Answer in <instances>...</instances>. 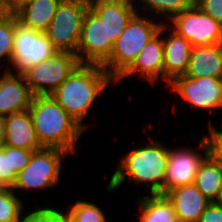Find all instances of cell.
<instances>
[{
    "label": "cell",
    "mask_w": 222,
    "mask_h": 222,
    "mask_svg": "<svg viewBox=\"0 0 222 222\" xmlns=\"http://www.w3.org/2000/svg\"><path fill=\"white\" fill-rule=\"evenodd\" d=\"M149 139L150 142L138 145L123 155L111 175L107 192L116 191L128 179L137 185H150L149 195H163L169 147L161 141H154L151 137Z\"/></svg>",
    "instance_id": "cell-1"
},
{
    "label": "cell",
    "mask_w": 222,
    "mask_h": 222,
    "mask_svg": "<svg viewBox=\"0 0 222 222\" xmlns=\"http://www.w3.org/2000/svg\"><path fill=\"white\" fill-rule=\"evenodd\" d=\"M112 82L102 66L79 64L50 96L87 131L84 119Z\"/></svg>",
    "instance_id": "cell-2"
},
{
    "label": "cell",
    "mask_w": 222,
    "mask_h": 222,
    "mask_svg": "<svg viewBox=\"0 0 222 222\" xmlns=\"http://www.w3.org/2000/svg\"><path fill=\"white\" fill-rule=\"evenodd\" d=\"M29 112L37 139L42 147L76 152L86 131L50 95H34Z\"/></svg>",
    "instance_id": "cell-3"
},
{
    "label": "cell",
    "mask_w": 222,
    "mask_h": 222,
    "mask_svg": "<svg viewBox=\"0 0 222 222\" xmlns=\"http://www.w3.org/2000/svg\"><path fill=\"white\" fill-rule=\"evenodd\" d=\"M136 13L114 42L108 61L102 66L116 80L135 60L142 48L155 37L163 22ZM157 21V22H156Z\"/></svg>",
    "instance_id": "cell-4"
},
{
    "label": "cell",
    "mask_w": 222,
    "mask_h": 222,
    "mask_svg": "<svg viewBox=\"0 0 222 222\" xmlns=\"http://www.w3.org/2000/svg\"><path fill=\"white\" fill-rule=\"evenodd\" d=\"M69 155L59 148L43 147L34 151L27 166L17 174L12 190H45L58 186L61 182L63 158Z\"/></svg>",
    "instance_id": "cell-5"
},
{
    "label": "cell",
    "mask_w": 222,
    "mask_h": 222,
    "mask_svg": "<svg viewBox=\"0 0 222 222\" xmlns=\"http://www.w3.org/2000/svg\"><path fill=\"white\" fill-rule=\"evenodd\" d=\"M57 51L45 32L25 26L14 14V42L9 72L23 75Z\"/></svg>",
    "instance_id": "cell-6"
},
{
    "label": "cell",
    "mask_w": 222,
    "mask_h": 222,
    "mask_svg": "<svg viewBox=\"0 0 222 222\" xmlns=\"http://www.w3.org/2000/svg\"><path fill=\"white\" fill-rule=\"evenodd\" d=\"M88 0H61L48 29L45 31L58 51L77 54Z\"/></svg>",
    "instance_id": "cell-7"
},
{
    "label": "cell",
    "mask_w": 222,
    "mask_h": 222,
    "mask_svg": "<svg viewBox=\"0 0 222 222\" xmlns=\"http://www.w3.org/2000/svg\"><path fill=\"white\" fill-rule=\"evenodd\" d=\"M79 64L76 54L57 51L48 60L30 68L23 76L33 95H51Z\"/></svg>",
    "instance_id": "cell-8"
},
{
    "label": "cell",
    "mask_w": 222,
    "mask_h": 222,
    "mask_svg": "<svg viewBox=\"0 0 222 222\" xmlns=\"http://www.w3.org/2000/svg\"><path fill=\"white\" fill-rule=\"evenodd\" d=\"M191 46L222 44V25L207 15L195 3L167 23Z\"/></svg>",
    "instance_id": "cell-9"
},
{
    "label": "cell",
    "mask_w": 222,
    "mask_h": 222,
    "mask_svg": "<svg viewBox=\"0 0 222 222\" xmlns=\"http://www.w3.org/2000/svg\"><path fill=\"white\" fill-rule=\"evenodd\" d=\"M114 42L108 39L103 20L89 7L84 15L77 58L80 64L103 66L109 59Z\"/></svg>",
    "instance_id": "cell-10"
},
{
    "label": "cell",
    "mask_w": 222,
    "mask_h": 222,
    "mask_svg": "<svg viewBox=\"0 0 222 222\" xmlns=\"http://www.w3.org/2000/svg\"><path fill=\"white\" fill-rule=\"evenodd\" d=\"M177 92L179 99L186 101L195 110L212 113L211 110L222 108V79L212 77L189 78L175 77L167 86Z\"/></svg>",
    "instance_id": "cell-11"
},
{
    "label": "cell",
    "mask_w": 222,
    "mask_h": 222,
    "mask_svg": "<svg viewBox=\"0 0 222 222\" xmlns=\"http://www.w3.org/2000/svg\"><path fill=\"white\" fill-rule=\"evenodd\" d=\"M196 146V150L190 148L172 149L169 146L166 174L163 181V195L168 191L183 185L195 182L196 173L207 157V147L203 138ZM202 149V150H201ZM204 151L201 154L200 151Z\"/></svg>",
    "instance_id": "cell-12"
},
{
    "label": "cell",
    "mask_w": 222,
    "mask_h": 222,
    "mask_svg": "<svg viewBox=\"0 0 222 222\" xmlns=\"http://www.w3.org/2000/svg\"><path fill=\"white\" fill-rule=\"evenodd\" d=\"M164 45L163 37L158 33L140 51L133 63L115 80L116 83L124 78L139 74L141 79L155 85L159 79L164 81ZM137 73V74H136Z\"/></svg>",
    "instance_id": "cell-13"
},
{
    "label": "cell",
    "mask_w": 222,
    "mask_h": 222,
    "mask_svg": "<svg viewBox=\"0 0 222 222\" xmlns=\"http://www.w3.org/2000/svg\"><path fill=\"white\" fill-rule=\"evenodd\" d=\"M159 33L163 37L164 82H166V88L175 77L185 74L192 46L189 41L175 32L167 23L162 24Z\"/></svg>",
    "instance_id": "cell-14"
},
{
    "label": "cell",
    "mask_w": 222,
    "mask_h": 222,
    "mask_svg": "<svg viewBox=\"0 0 222 222\" xmlns=\"http://www.w3.org/2000/svg\"><path fill=\"white\" fill-rule=\"evenodd\" d=\"M33 96L23 75L5 71L0 76V116L28 111Z\"/></svg>",
    "instance_id": "cell-15"
},
{
    "label": "cell",
    "mask_w": 222,
    "mask_h": 222,
    "mask_svg": "<svg viewBox=\"0 0 222 222\" xmlns=\"http://www.w3.org/2000/svg\"><path fill=\"white\" fill-rule=\"evenodd\" d=\"M89 7L103 20L108 39L115 42L137 13L136 5L124 0H88Z\"/></svg>",
    "instance_id": "cell-16"
},
{
    "label": "cell",
    "mask_w": 222,
    "mask_h": 222,
    "mask_svg": "<svg viewBox=\"0 0 222 222\" xmlns=\"http://www.w3.org/2000/svg\"><path fill=\"white\" fill-rule=\"evenodd\" d=\"M5 127L3 145L33 151L43 148L37 139L29 110L6 115Z\"/></svg>",
    "instance_id": "cell-17"
},
{
    "label": "cell",
    "mask_w": 222,
    "mask_h": 222,
    "mask_svg": "<svg viewBox=\"0 0 222 222\" xmlns=\"http://www.w3.org/2000/svg\"><path fill=\"white\" fill-rule=\"evenodd\" d=\"M165 195L172 202L179 222H199L210 203L194 183L176 187Z\"/></svg>",
    "instance_id": "cell-18"
},
{
    "label": "cell",
    "mask_w": 222,
    "mask_h": 222,
    "mask_svg": "<svg viewBox=\"0 0 222 222\" xmlns=\"http://www.w3.org/2000/svg\"><path fill=\"white\" fill-rule=\"evenodd\" d=\"M183 76L222 79V44L192 47L188 68Z\"/></svg>",
    "instance_id": "cell-19"
},
{
    "label": "cell",
    "mask_w": 222,
    "mask_h": 222,
    "mask_svg": "<svg viewBox=\"0 0 222 222\" xmlns=\"http://www.w3.org/2000/svg\"><path fill=\"white\" fill-rule=\"evenodd\" d=\"M60 2L61 0H30L16 16L25 26L45 32Z\"/></svg>",
    "instance_id": "cell-20"
},
{
    "label": "cell",
    "mask_w": 222,
    "mask_h": 222,
    "mask_svg": "<svg viewBox=\"0 0 222 222\" xmlns=\"http://www.w3.org/2000/svg\"><path fill=\"white\" fill-rule=\"evenodd\" d=\"M138 222H179L174 206L166 195L156 194L139 197Z\"/></svg>",
    "instance_id": "cell-21"
},
{
    "label": "cell",
    "mask_w": 222,
    "mask_h": 222,
    "mask_svg": "<svg viewBox=\"0 0 222 222\" xmlns=\"http://www.w3.org/2000/svg\"><path fill=\"white\" fill-rule=\"evenodd\" d=\"M33 152L5 145L0 147V186L13 187L17 174L27 166Z\"/></svg>",
    "instance_id": "cell-22"
},
{
    "label": "cell",
    "mask_w": 222,
    "mask_h": 222,
    "mask_svg": "<svg viewBox=\"0 0 222 222\" xmlns=\"http://www.w3.org/2000/svg\"><path fill=\"white\" fill-rule=\"evenodd\" d=\"M194 184L210 202H214L222 187V168L207 156L196 173Z\"/></svg>",
    "instance_id": "cell-23"
},
{
    "label": "cell",
    "mask_w": 222,
    "mask_h": 222,
    "mask_svg": "<svg viewBox=\"0 0 222 222\" xmlns=\"http://www.w3.org/2000/svg\"><path fill=\"white\" fill-rule=\"evenodd\" d=\"M136 2L137 3H135V5L139 4L136 7V12L138 14L145 15L146 12L149 14V16H154L153 18L156 17V19H160L161 16L160 21L163 23H168L174 16L180 14L184 9L190 7L194 3V0H136ZM141 10H143L142 13H140ZM156 15H159V17Z\"/></svg>",
    "instance_id": "cell-24"
},
{
    "label": "cell",
    "mask_w": 222,
    "mask_h": 222,
    "mask_svg": "<svg viewBox=\"0 0 222 222\" xmlns=\"http://www.w3.org/2000/svg\"><path fill=\"white\" fill-rule=\"evenodd\" d=\"M11 187L0 186V222H19L24 211L23 199Z\"/></svg>",
    "instance_id": "cell-25"
},
{
    "label": "cell",
    "mask_w": 222,
    "mask_h": 222,
    "mask_svg": "<svg viewBox=\"0 0 222 222\" xmlns=\"http://www.w3.org/2000/svg\"><path fill=\"white\" fill-rule=\"evenodd\" d=\"M14 42V14H2L0 16V62L3 61L5 71L11 65V53Z\"/></svg>",
    "instance_id": "cell-26"
},
{
    "label": "cell",
    "mask_w": 222,
    "mask_h": 222,
    "mask_svg": "<svg viewBox=\"0 0 222 222\" xmlns=\"http://www.w3.org/2000/svg\"><path fill=\"white\" fill-rule=\"evenodd\" d=\"M66 211L78 222H107L108 219L104 211L94 202L78 200L72 205H68Z\"/></svg>",
    "instance_id": "cell-27"
},
{
    "label": "cell",
    "mask_w": 222,
    "mask_h": 222,
    "mask_svg": "<svg viewBox=\"0 0 222 222\" xmlns=\"http://www.w3.org/2000/svg\"><path fill=\"white\" fill-rule=\"evenodd\" d=\"M208 124L209 135H203L207 147V156L222 168V130H217L210 121Z\"/></svg>",
    "instance_id": "cell-28"
},
{
    "label": "cell",
    "mask_w": 222,
    "mask_h": 222,
    "mask_svg": "<svg viewBox=\"0 0 222 222\" xmlns=\"http://www.w3.org/2000/svg\"><path fill=\"white\" fill-rule=\"evenodd\" d=\"M35 209L27 212L26 215L23 214L19 222H60L56 216V208L48 205L44 207L43 205V208L38 207Z\"/></svg>",
    "instance_id": "cell-29"
},
{
    "label": "cell",
    "mask_w": 222,
    "mask_h": 222,
    "mask_svg": "<svg viewBox=\"0 0 222 222\" xmlns=\"http://www.w3.org/2000/svg\"><path fill=\"white\" fill-rule=\"evenodd\" d=\"M194 3L222 25V0H194Z\"/></svg>",
    "instance_id": "cell-30"
},
{
    "label": "cell",
    "mask_w": 222,
    "mask_h": 222,
    "mask_svg": "<svg viewBox=\"0 0 222 222\" xmlns=\"http://www.w3.org/2000/svg\"><path fill=\"white\" fill-rule=\"evenodd\" d=\"M199 222H222V208L210 202L201 214Z\"/></svg>",
    "instance_id": "cell-31"
},
{
    "label": "cell",
    "mask_w": 222,
    "mask_h": 222,
    "mask_svg": "<svg viewBox=\"0 0 222 222\" xmlns=\"http://www.w3.org/2000/svg\"><path fill=\"white\" fill-rule=\"evenodd\" d=\"M30 0H2L1 11L3 14H16Z\"/></svg>",
    "instance_id": "cell-32"
},
{
    "label": "cell",
    "mask_w": 222,
    "mask_h": 222,
    "mask_svg": "<svg viewBox=\"0 0 222 222\" xmlns=\"http://www.w3.org/2000/svg\"><path fill=\"white\" fill-rule=\"evenodd\" d=\"M60 210L61 209H59V207H56V216L58 217L60 222H78L66 210Z\"/></svg>",
    "instance_id": "cell-33"
},
{
    "label": "cell",
    "mask_w": 222,
    "mask_h": 222,
    "mask_svg": "<svg viewBox=\"0 0 222 222\" xmlns=\"http://www.w3.org/2000/svg\"><path fill=\"white\" fill-rule=\"evenodd\" d=\"M5 129H6V127H5V117L0 116V147L4 143Z\"/></svg>",
    "instance_id": "cell-34"
},
{
    "label": "cell",
    "mask_w": 222,
    "mask_h": 222,
    "mask_svg": "<svg viewBox=\"0 0 222 222\" xmlns=\"http://www.w3.org/2000/svg\"><path fill=\"white\" fill-rule=\"evenodd\" d=\"M213 203H215L216 205L222 208V187Z\"/></svg>",
    "instance_id": "cell-35"
},
{
    "label": "cell",
    "mask_w": 222,
    "mask_h": 222,
    "mask_svg": "<svg viewBox=\"0 0 222 222\" xmlns=\"http://www.w3.org/2000/svg\"><path fill=\"white\" fill-rule=\"evenodd\" d=\"M124 1H128V2H131V3H133V4L136 3V0H124ZM134 1H135V2H134Z\"/></svg>",
    "instance_id": "cell-36"
}]
</instances>
